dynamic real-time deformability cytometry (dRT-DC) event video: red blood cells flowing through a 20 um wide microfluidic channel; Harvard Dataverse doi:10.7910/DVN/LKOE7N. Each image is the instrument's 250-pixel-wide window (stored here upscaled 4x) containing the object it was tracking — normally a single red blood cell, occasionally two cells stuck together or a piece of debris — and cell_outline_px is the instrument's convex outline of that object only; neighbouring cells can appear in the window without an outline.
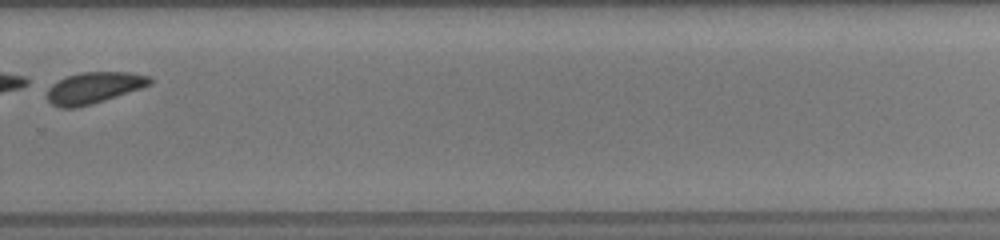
{"species": "common noctule bat (a hibernating species)", "species_latin": "Nyctalus noctula", "temperature_condition": "room temperature", "stored_images_in_passage": 26, "camera_frame_rate_fps": 3000, "um_per_image_px": 0.085, "animal": {"sex": "female", "body_mass_g": 19.5, "forearm_length_mm": 54.1}, "frame": {"image": 1, "passage_image": 19, "time_ms": 7.333, "image_size_px": [1000, 240], "cell_outline_px": [[152, 84], [92, 104], [76, 108], [60, 108], [52, 104], [48, 100], [48, 88], [52, 84], [68, 76], [80, 72], [128, 72], [148, 76], [152, 80]], "centroid_in_image_um": [7.96, 7.46], "position_along_channel_um": 321.8, "area_um2": 18.5}}